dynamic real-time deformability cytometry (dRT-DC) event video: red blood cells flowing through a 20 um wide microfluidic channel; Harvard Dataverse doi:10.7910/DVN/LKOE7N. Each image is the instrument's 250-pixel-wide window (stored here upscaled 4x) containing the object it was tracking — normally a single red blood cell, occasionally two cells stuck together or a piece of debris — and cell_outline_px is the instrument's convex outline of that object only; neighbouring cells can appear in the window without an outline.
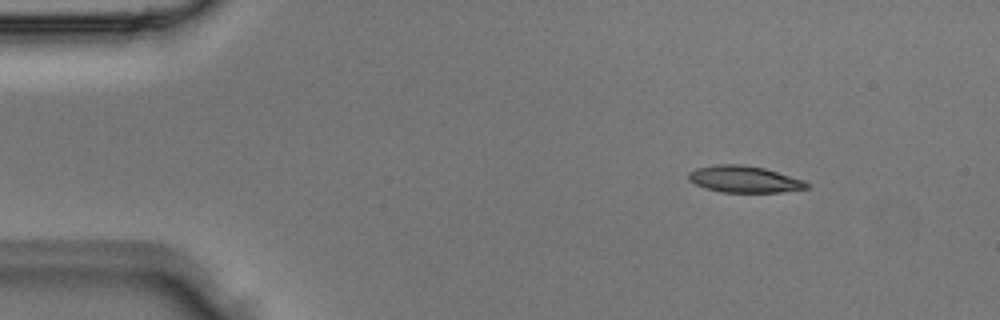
{"species": "Egyptian fruit bat (a non-hibernating species)", "species_latin": "Rousettus aegyptiacus", "temperature_condition": "room temperature", "stored_images_in_passage": 2, "camera_frame_rate_fps": 3000, "um_per_image_px": 0.085, "animal": {"sex": "male"}, "frame": {"image": 1, "passage_image": 1, "time_ms": 0.0, "image_size_px": [1000, 320], "cell_outline_px": [[812, 184], [808, 188], [780, 192], [720, 192], [704, 188], [688, 180], [688, 172], [696, 168], [716, 164], [740, 164], [764, 168], [804, 180]], "centroid_in_image_um": [63.25, 15.23], "position_along_channel_um": 21.7, "area_um2": 18.44}}